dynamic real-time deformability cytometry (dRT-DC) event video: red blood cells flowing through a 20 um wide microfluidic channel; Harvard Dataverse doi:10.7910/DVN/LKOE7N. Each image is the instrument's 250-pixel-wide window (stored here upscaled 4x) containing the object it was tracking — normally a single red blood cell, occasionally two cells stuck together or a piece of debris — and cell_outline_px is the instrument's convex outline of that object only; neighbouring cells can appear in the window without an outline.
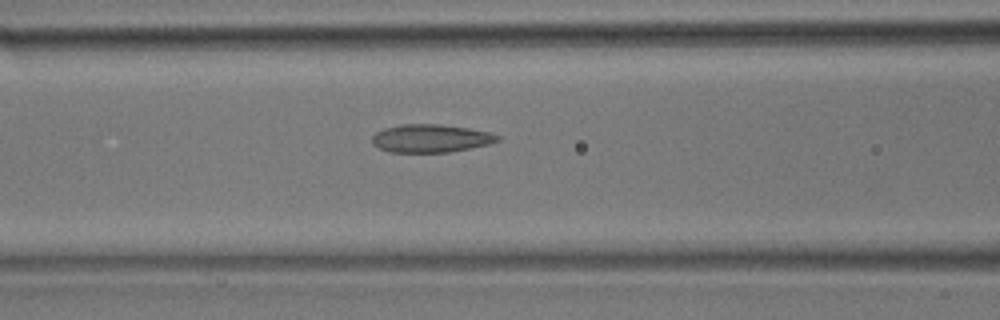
{"species": "common noctule bat (a hibernating species)", "species_latin": "Nyctalus noctula", "temperature_condition": "room temperature", "stored_images_in_passage": 36, "camera_frame_rate_fps": 3000, "um_per_image_px": 0.085, "animal": {"sex": "male", "body_mass_g": 17.9}, "frame": {"image": 1, "passage_image": 13, "time_ms": 4.0, "image_size_px": [1000, 320], "cell_outline_px": [[500, 140], [488, 144], [448, 152], [388, 152], [372, 144], [372, 136], [376, 132], [384, 128], [400, 124], [440, 124], [468, 128], [488, 132], [500, 136]], "centroid_in_image_um": [36.57, 11.75], "position_along_channel_um": 130.0, "area_um2": 20.4}}
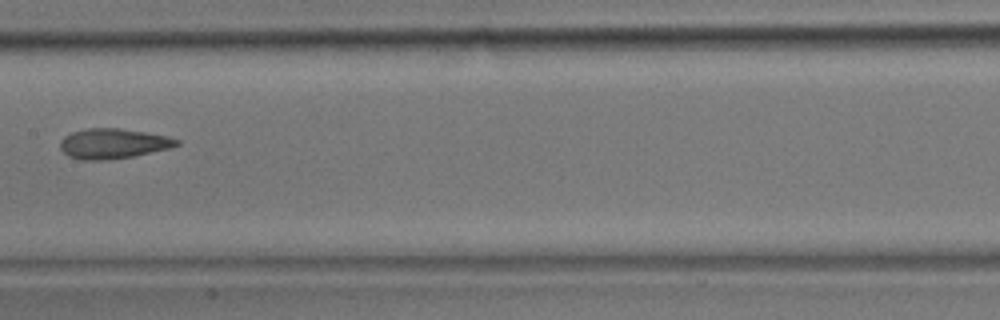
{"frame": {"image": 2, "passage_image": 17, "time_ms": 5.333, "image_size_px": [1000, 320], "cell_outline_px": [[180, 144], [168, 148], [132, 156], [112, 160], [80, 160], [68, 156], [60, 148], [60, 140], [64, 136], [72, 132], [88, 128], [120, 128], [168, 136], [180, 140]], "centroid_in_image_um": [9.58, 12.21], "position_along_channel_um": 197.8, "area_um2": 20.4}}
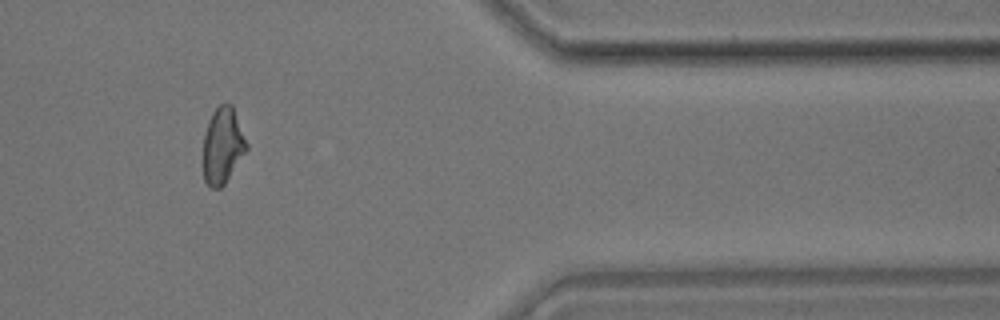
{"frame": {"image": 3, "passage_image": 30, "time_ms": 9.667, "image_size_px": [1000, 320], "cell_outline_px": [[248, 148], [224, 184], [220, 188], [212, 188], [204, 180], [204, 132], [208, 120], [212, 112], [220, 104], [228, 100], [232, 104], [248, 144]], "centroid_in_image_um": [18.93, 12.32], "position_along_channel_um": 392.5, "area_um2": 19.25}}